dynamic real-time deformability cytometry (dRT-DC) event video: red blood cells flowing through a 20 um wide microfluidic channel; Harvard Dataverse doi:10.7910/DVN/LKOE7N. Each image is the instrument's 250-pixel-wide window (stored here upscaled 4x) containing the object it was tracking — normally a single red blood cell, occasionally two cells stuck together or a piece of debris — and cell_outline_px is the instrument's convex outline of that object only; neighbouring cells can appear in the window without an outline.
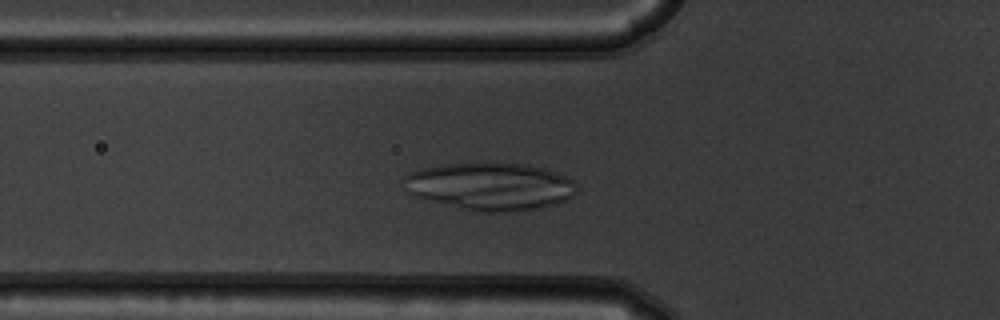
{"species": "common noctule bat (a hibernating species)", "species_latin": "Nyctalus noctula", "temperature_condition": "warm", "stored_images_in_passage": 50, "camera_frame_rate_fps": 3000, "um_per_image_px": 0.085, "animal": {"sex": "male", "body_mass_g": 19.5, "forearm_length_mm": 54.6}, "frame": {"image": 1, "passage_image": 15, "time_ms": 4.667, "image_size_px": [1000, 320], "cell_outline_px": [[576, 188], [572, 196], [556, 204], [540, 208], [516, 212], [472, 212], [412, 196], [408, 192], [400, 180], [408, 172], [420, 168], [444, 164], [488, 160], [492, 160], [528, 164], [544, 168], [576, 180]], "centroid_in_image_um": [41.62, 15.81], "position_along_channel_um": 84.2, "area_um2": 49.71}}
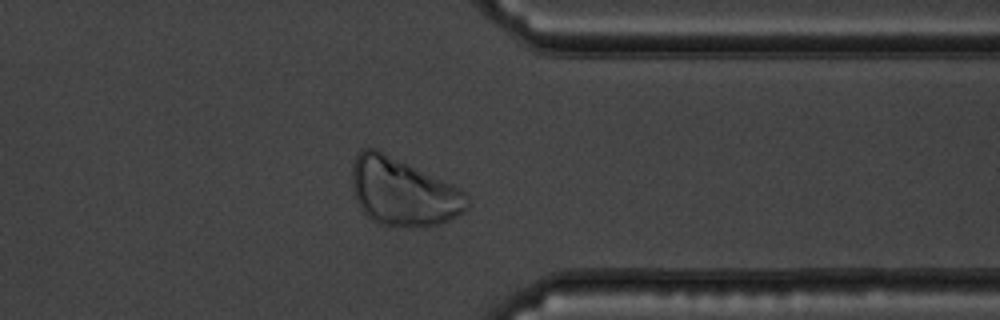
{"frame": {"image": 2, "passage_image": 39, "time_ms": 12.667, "image_size_px": [1000, 320], "cell_outline_px": [[468, 208], [456, 216], [440, 224], [412, 228], [380, 224], [372, 220], [360, 208], [356, 200], [352, 188], [352, 164], [360, 148], [376, 148], [460, 188], [468, 196]], "centroid_in_image_um": [34.23, 16.32], "position_along_channel_um": 377.2, "area_um2": 45.49}}
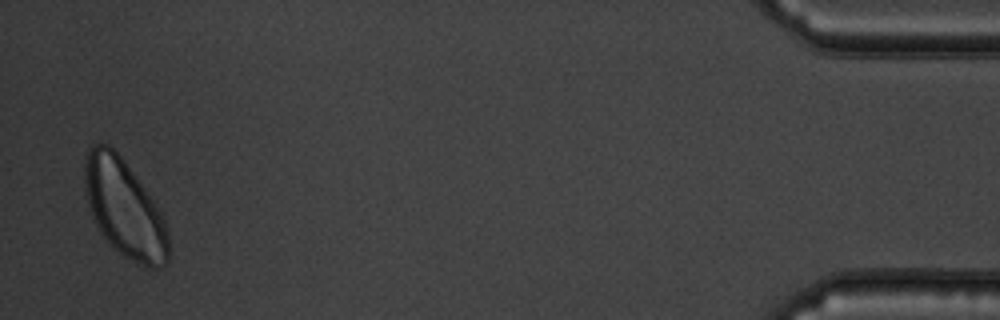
{"frame": {"image": 3, "passage_image": 49, "time_ms": 16.0, "image_size_px": [1000, 320], "cell_outline_px": [[168, 260], [160, 268], [148, 268], [124, 256], [108, 244], [96, 224], [88, 204], [84, 184], [84, 156], [88, 148], [92, 144], [108, 144], [124, 160], [156, 204], [164, 220], [168, 232]], "centroid_in_image_um": [10.55, 17.71], "position_along_channel_um": 424.6, "area_um2": 47.4}}